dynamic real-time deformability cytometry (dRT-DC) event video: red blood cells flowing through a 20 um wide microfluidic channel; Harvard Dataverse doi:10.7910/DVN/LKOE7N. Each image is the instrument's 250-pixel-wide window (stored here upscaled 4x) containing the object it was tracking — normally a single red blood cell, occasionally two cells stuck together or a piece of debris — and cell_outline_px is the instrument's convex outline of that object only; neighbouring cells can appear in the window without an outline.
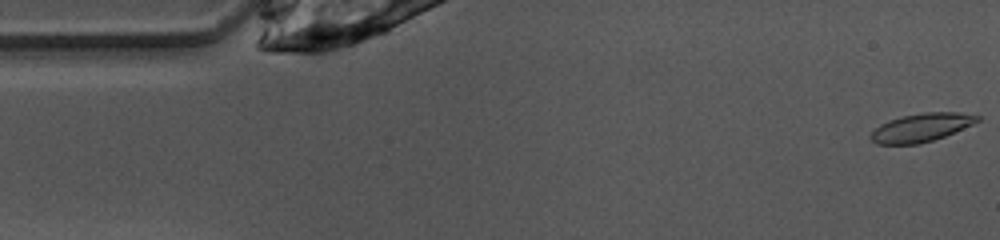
{"species": "common noctule bat (a hibernating species)", "species_latin": "Nyctalus noctula", "temperature_condition": "warm", "stored_images_in_passage": 49, "camera_frame_rate_fps": 3000, "um_per_image_px": 0.085, "animal": {"sex": "female", "body_mass_g": 10.0, "forearm_length_mm": 53.1}, "frame": {"image": 1, "passage_image": 1, "time_ms": 0.0, "image_size_px": [1000, 240], "cell_outline_px": [[980, 120], [972, 124], [944, 136], [920, 144], [876, 144], [868, 136], [880, 124], [888, 120], [904, 116], [924, 112], [960, 112], [980, 116]], "centroid_in_image_um": [78.29, 10.84], "position_along_channel_um": 6.7, "area_um2": 17.46}}
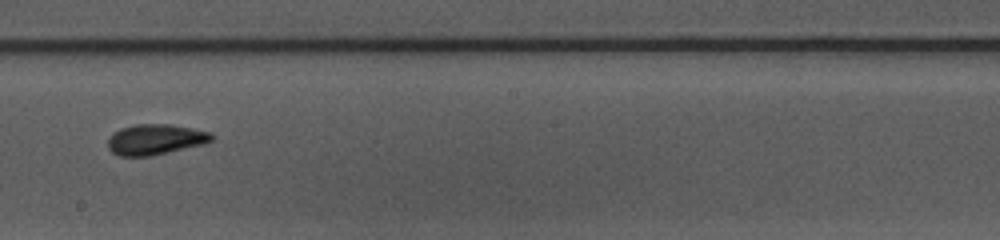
{"frame": {"image": 2, "passage_image": 26, "time_ms": 8.333, "image_size_px": [1000, 240], "cell_outline_px": [[216, 136], [212, 140], [204, 144], [152, 156], [120, 156], [112, 152], [108, 148], [108, 136], [112, 132], [120, 128], [136, 124], [172, 124], [212, 132]], "centroid_in_image_um": [13.21, 11.84], "position_along_channel_um": 235.0, "area_um2": 18.79}}
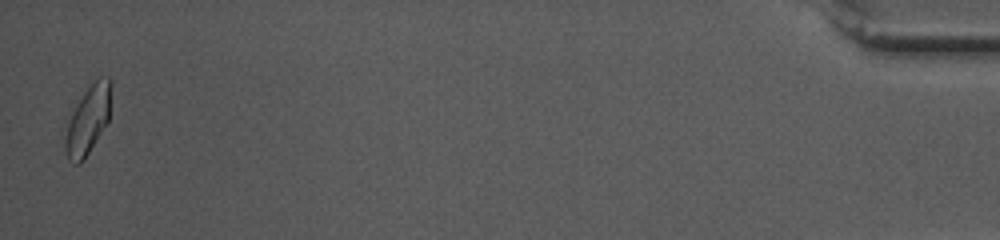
{"frame": {"image": 3, "passage_image": 48, "time_ms": 15.667, "image_size_px": [1000, 240], "cell_outline_px": [[112, 84], [108, 120], [84, 160], [80, 164], [72, 164], [68, 160], [64, 148], [64, 136], [72, 112], [76, 104], [84, 92], [100, 76], [108, 76], [112, 80]], "centroid_in_image_um": [7.47, 10.2], "position_along_channel_um": 427.7, "area_um2": 18.21}, "authors_computed_cell_mechanics": {"area_um2": 17.8024, "velocity_mm_per_s": 4.0047, "shape_relaxation_time_tau1_ms": 3.5433, "shape_relaxation_time_tau2_ms": 1.8579, "deformation_change_tau1": 0.114, "deformation_change_tau2": 0.0771}}